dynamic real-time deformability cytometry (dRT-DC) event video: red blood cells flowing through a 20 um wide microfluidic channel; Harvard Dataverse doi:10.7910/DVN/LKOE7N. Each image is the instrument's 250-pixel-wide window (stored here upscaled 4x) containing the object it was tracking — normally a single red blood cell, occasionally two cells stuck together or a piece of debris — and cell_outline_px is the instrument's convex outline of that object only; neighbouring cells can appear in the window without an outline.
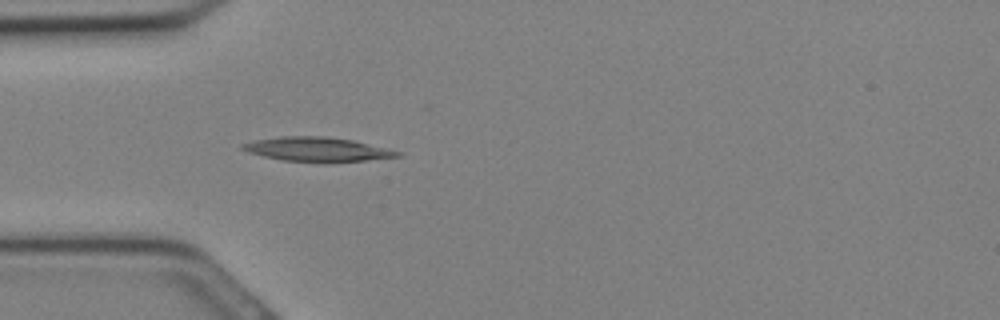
{"species": "Egyptian fruit bat (a non-hibernating species)", "species_latin": "Rousettus aegyptiacus", "temperature_condition": "cold", "stored_images_in_passage": 6, "camera_frame_rate_fps": 3000, "um_per_image_px": 0.085, "animal": {"sex": "female"}, "frame": {"image": 1, "passage_image": 4, "time_ms": 1.0, "image_size_px": [1000, 320], "cell_outline_px": [[404, 156], [324, 164], [284, 160], [264, 156], [248, 152], [240, 148], [240, 144], [252, 140], [280, 136], [328, 136], [352, 140], [404, 152]], "centroid_in_image_um": [26.98, 12.7], "position_along_channel_um": 58.0, "area_um2": 22.43}}
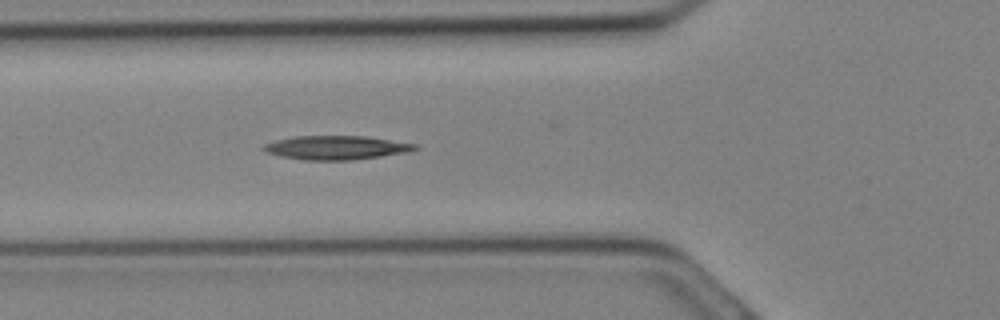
{"frame": {"image": 2, "passage_image": 6, "time_ms": 1.667, "image_size_px": [1000, 320], "cell_outline_px": [[420, 148], [408, 152], [352, 160], [304, 160], [280, 156], [268, 152], [260, 148], [264, 144], [276, 140], [296, 136], [368, 136], [416, 144]], "centroid_in_image_um": [28.59, 12.54], "position_along_channel_um": 97.2, "area_um2": 21.04}}